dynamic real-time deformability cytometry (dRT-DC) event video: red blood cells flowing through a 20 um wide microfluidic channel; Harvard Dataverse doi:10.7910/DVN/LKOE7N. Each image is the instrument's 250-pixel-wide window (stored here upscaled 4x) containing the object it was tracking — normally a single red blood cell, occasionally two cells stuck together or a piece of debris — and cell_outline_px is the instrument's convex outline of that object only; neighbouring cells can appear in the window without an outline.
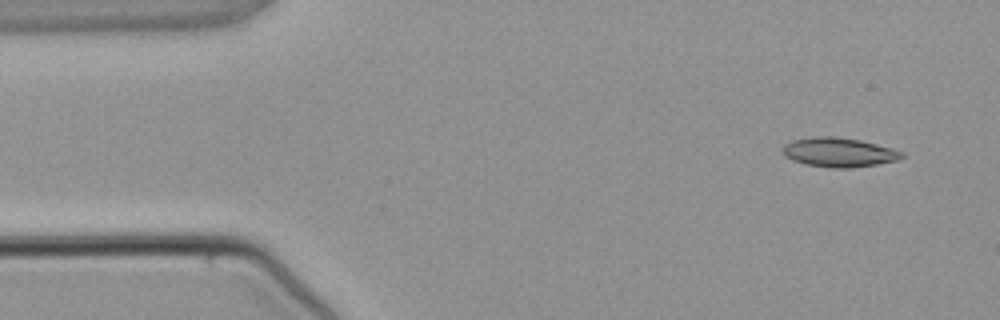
{"species": "common noctule bat (a hibernating species)", "species_latin": "Nyctalus noctula", "temperature_condition": "warm", "stored_images_in_passage": 4, "camera_frame_rate_fps": 3000, "um_per_image_px": 0.085, "animal": {"sex": "male", "body_mass_g": 21.5, "forearm_length_mm": 52.0}, "frame": {"image": 1, "passage_image": 1, "time_ms": 0.0, "image_size_px": [1000, 320], "cell_outline_px": [[904, 156], [896, 160], [876, 164], [852, 168], [832, 168], [808, 164], [792, 160], [784, 156], [784, 144], [792, 140], [816, 136], [832, 136], [860, 140], [892, 148], [904, 152]], "centroid_in_image_um": [71.31, 12.94], "position_along_channel_um": 13.7, "area_um2": 20.17}}
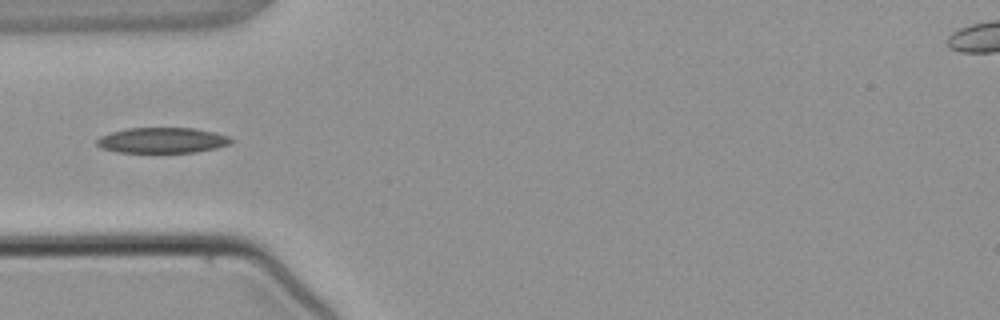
{"frame": {"image": 2, "passage_image": 3, "time_ms": 3.333, "image_size_px": [1000, 320], "cell_outline_px": [[236, 140], [232, 144], [216, 148], [196, 152], [116, 152], [100, 148], [96, 144], [96, 140], [100, 136], [112, 132], [128, 128], [192, 128], [212, 132], [228, 136]], "centroid_in_image_um": [13.8, 11.93], "position_along_channel_um": 71.2, "area_um2": 20.0}}